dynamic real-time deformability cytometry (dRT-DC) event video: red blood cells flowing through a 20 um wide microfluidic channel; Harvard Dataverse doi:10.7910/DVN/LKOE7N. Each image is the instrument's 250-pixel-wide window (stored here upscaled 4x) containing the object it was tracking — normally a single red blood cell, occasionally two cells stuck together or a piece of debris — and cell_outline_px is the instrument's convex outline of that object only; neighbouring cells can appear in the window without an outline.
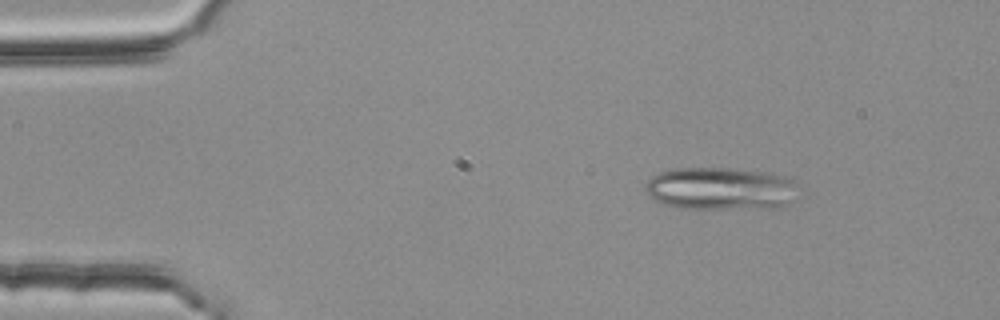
{"species": "common noctule bat (a hibernating species)", "species_latin": "Nyctalus noctula", "temperature_condition": "room temperature", "stored_images_in_passage": 4, "camera_frame_rate_fps": 3000, "um_per_image_px": 0.085, "animal": {"sex": "female", "body_mass_g": 25.1}, "frame": {"image": 1, "passage_image": 2, "time_ms": 0.333, "image_size_px": [1000, 320], "cell_outline_px": [[796, 184], [792, 200], [784, 208], [676, 208], [652, 200], [644, 192], [644, 184], [652, 176], [660, 172], [676, 168], [732, 168], [760, 172], [780, 176], [796, 180]], "centroid_in_image_um": [61.18, 16.04], "position_along_channel_um": 23.8, "area_um2": 38.15}}